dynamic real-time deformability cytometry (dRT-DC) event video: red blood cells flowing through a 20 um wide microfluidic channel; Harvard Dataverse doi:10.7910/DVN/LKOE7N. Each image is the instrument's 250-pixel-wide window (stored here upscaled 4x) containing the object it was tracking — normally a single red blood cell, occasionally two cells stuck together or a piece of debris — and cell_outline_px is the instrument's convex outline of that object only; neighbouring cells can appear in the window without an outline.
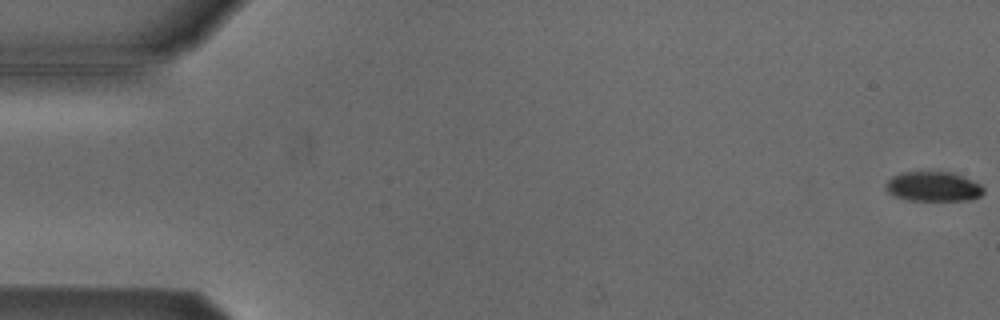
{"species": "Egyptian fruit bat (a non-hibernating species)", "species_latin": "Rousettus aegyptiacus", "temperature_condition": "cold", "stored_images_in_passage": 14, "camera_frame_rate_fps": 3000, "um_per_image_px": 0.085, "animal": {"sex": "male"}, "frame": {"image": 1, "passage_image": 1, "time_ms": 0.0, "image_size_px": [1000, 320], "cell_outline_px": [[984, 192], [980, 196], [968, 200], [908, 200], [896, 196], [888, 192], [884, 188], [888, 180], [892, 176], [904, 172], [952, 172], [972, 180], [980, 184], [984, 188]], "centroid_in_image_um": [79.33, 15.85], "position_along_channel_um": 5.7, "area_um2": 16.82}}